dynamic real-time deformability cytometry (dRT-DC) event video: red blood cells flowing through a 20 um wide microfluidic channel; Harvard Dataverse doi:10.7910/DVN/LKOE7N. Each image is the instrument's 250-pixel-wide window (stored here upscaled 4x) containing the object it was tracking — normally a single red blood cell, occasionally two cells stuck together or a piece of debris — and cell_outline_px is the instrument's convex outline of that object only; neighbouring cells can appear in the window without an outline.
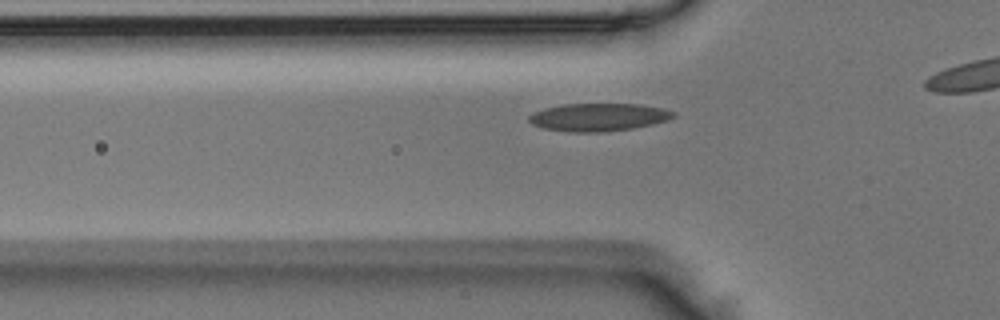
{"species": "Egyptian fruit bat (a non-hibernating species)", "species_latin": "Rousettus aegyptiacus", "temperature_condition": "room temperature", "stored_images_in_passage": 32, "camera_frame_rate_fps": 3000, "um_per_image_px": 0.085, "animal": {"sex": "male"}, "frame": {"image": 1, "passage_image": 8, "time_ms": 2.333, "image_size_px": [1000, 320], "cell_outline_px": [[676, 116], [668, 120], [632, 128], [600, 132], [572, 132], [544, 128], [532, 124], [528, 120], [528, 116], [544, 108], [564, 104], [640, 104], [660, 108], [676, 112]], "centroid_in_image_um": [50.87, 9.95], "position_along_channel_um": 74.9, "area_um2": 23.18}}
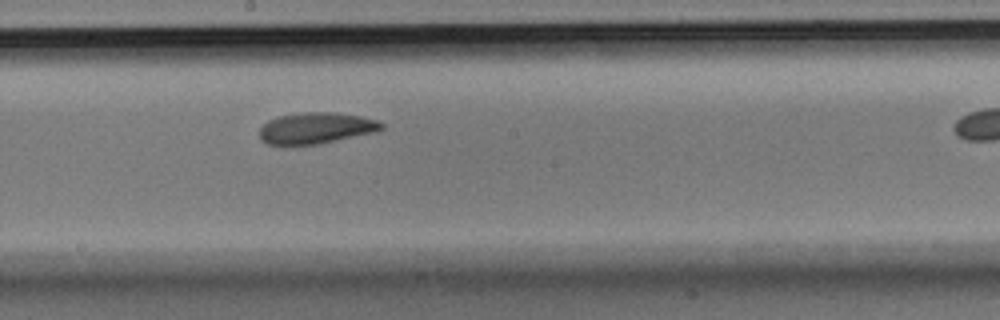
{"frame": {"image": 2, "passage_image": 19, "time_ms": 6.0, "image_size_px": [1000, 320], "cell_outline_px": [[384, 128], [376, 132], [320, 144], [268, 144], [260, 140], [260, 128], [268, 120], [280, 116], [300, 112], [332, 112], [360, 116], [376, 120], [384, 124]], "centroid_in_image_um": [26.88, 10.88], "position_along_channel_um": 221.3, "area_um2": 22.14}}
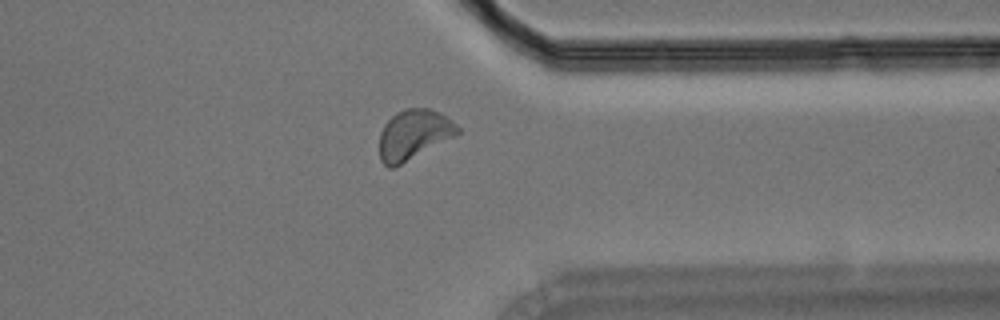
{"frame": {"image": 3, "passage_image": 31, "time_ms": 10.0, "image_size_px": [1000, 320], "cell_outline_px": [[460, 132], [456, 136], [392, 168], [388, 168], [380, 160], [380, 132], [384, 124], [396, 112], [404, 108], [428, 108], [440, 112], [452, 120], [460, 128]], "centroid_in_image_um": [35.17, 11.42], "position_along_channel_um": 376.2, "area_um2": 22.72}}